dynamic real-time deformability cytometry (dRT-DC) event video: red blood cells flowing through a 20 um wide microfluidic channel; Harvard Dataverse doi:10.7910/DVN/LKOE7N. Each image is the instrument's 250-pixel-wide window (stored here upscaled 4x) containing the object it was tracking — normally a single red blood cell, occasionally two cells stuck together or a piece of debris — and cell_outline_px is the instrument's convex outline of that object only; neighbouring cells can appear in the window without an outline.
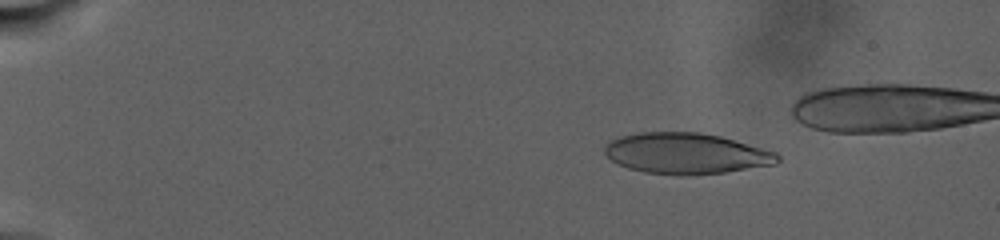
{"species": "human", "species_latin": "Homo sapiens", "temperature_condition": "warm", "stored_images_in_passage": 60, "camera_frame_rate_fps": 3000, "um_per_image_px": 0.085, "donor": {"sex": "male"}, "frame": {"image": 1, "passage_image": 10, "time_ms": 4.667, "image_size_px": [1000, 240], "cell_outline_px": [[780, 160], [776, 164], [724, 172], [688, 176], [680, 176], [644, 172], [628, 168], [612, 160], [604, 152], [604, 148], [612, 140], [620, 136], [640, 132], [700, 132], [720, 136], [776, 152], [780, 156]], "centroid_in_image_um": [58.33, 13.05], "position_along_channel_um": 26.7, "area_um2": 41.15}}
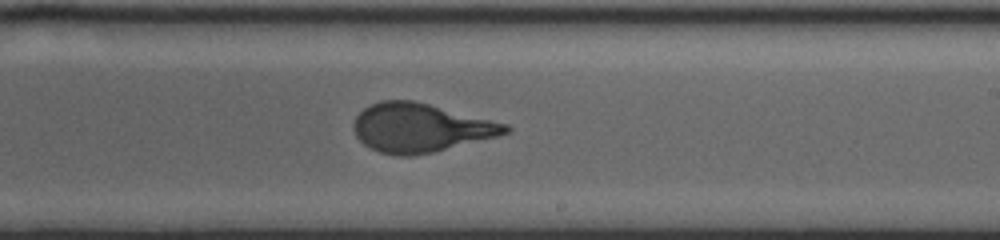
{"frame": {"image": 2, "passage_image": 41, "time_ms": 19.667, "image_size_px": [1000, 240], "cell_outline_px": [[512, 128], [508, 132], [496, 136], [432, 152], [412, 156], [396, 156], [380, 152], [364, 144], [356, 136], [352, 128], [352, 124], [356, 116], [364, 108], [380, 100], [412, 100], [508, 124]], "centroid_in_image_um": [35.68, 10.86], "position_along_channel_um": 253.3, "area_um2": 42.66}}
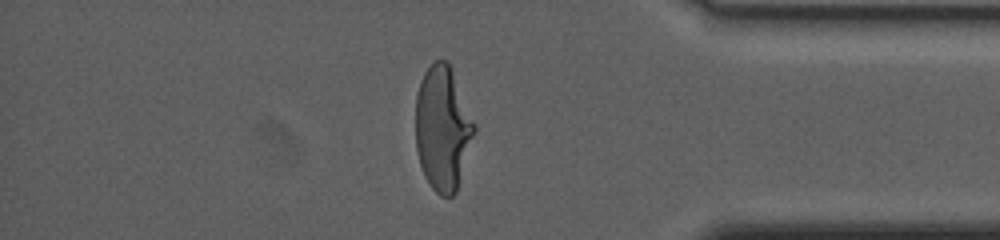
{"frame": {"image": 3, "passage_image": 56, "time_ms": 26.667, "image_size_px": [1000, 240], "cell_outline_px": [[476, 132], [456, 192], [452, 196], [440, 196], [432, 188], [424, 176], [420, 164], [416, 148], [416, 96], [420, 80], [424, 72], [432, 60], [448, 60], [476, 124]], "centroid_in_image_um": [37.64, 10.88], "position_along_channel_um": 397.6, "area_um2": 42.95}}